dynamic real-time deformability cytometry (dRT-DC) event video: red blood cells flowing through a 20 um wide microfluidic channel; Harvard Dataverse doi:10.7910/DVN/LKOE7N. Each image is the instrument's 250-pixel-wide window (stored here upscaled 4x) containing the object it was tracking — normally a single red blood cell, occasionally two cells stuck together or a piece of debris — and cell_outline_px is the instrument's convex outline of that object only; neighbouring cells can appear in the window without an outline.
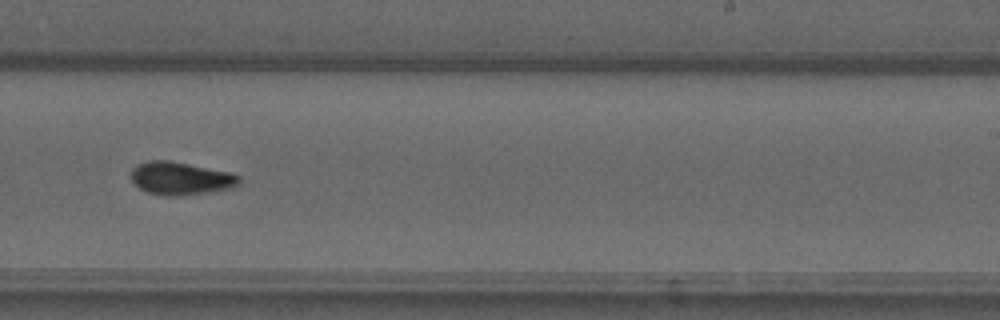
{"species": "common noctule bat (a hibernating species)", "species_latin": "Nyctalus noctula", "temperature_condition": "warm", "stored_images_in_passage": 50, "camera_frame_rate_fps": 3000, "um_per_image_px": 0.085, "animal": {"sex": "male", "forearm_length_mm": 52.5}, "frame": {"image": 1, "passage_image": 29, "time_ms": 9.333, "image_size_px": [1000, 320], "cell_outline_px": [[240, 184], [232, 188], [208, 192], [180, 196], [164, 196], [148, 192], [140, 188], [132, 180], [132, 168], [136, 164], [148, 160], [168, 160], [228, 172], [240, 176]], "centroid_in_image_um": [15.35, 15.16], "position_along_channel_um": 273.7, "area_um2": 20.63}}
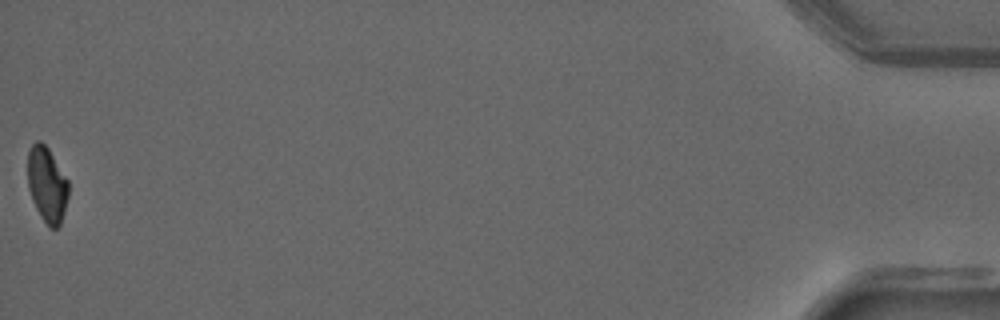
{"frame": {"image": 2, "passage_image": 50, "time_ms": 16.333, "image_size_px": [1000, 320], "cell_outline_px": [[68, 196], [60, 224], [56, 228], [48, 228], [36, 208], [32, 200], [28, 188], [28, 152], [32, 144], [36, 140], [40, 140], [48, 148], [68, 180]], "centroid_in_image_um": [3.98, 15.68], "position_along_channel_um": 431.2, "area_um2": 17.8}, "authors_computed_cell_mechanics": {"area_um2": 19.9121, "velocity_mm_per_s": 3.742, "shape_relaxation_time_tau1_ms": 10.9947, "shape_relaxation_time_tau2_ms": 4.8521, "deformation_change_tau1": 0.2843, "deformation_change_tau2": 0.1106}}